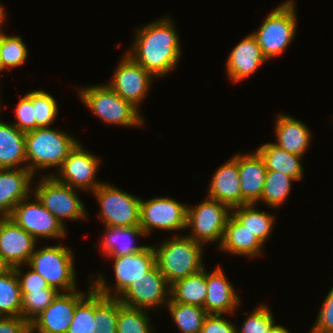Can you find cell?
Listing matches in <instances>:
<instances>
[{"instance_id":"obj_44","label":"cell","mask_w":333,"mask_h":333,"mask_svg":"<svg viewBox=\"0 0 333 333\" xmlns=\"http://www.w3.org/2000/svg\"><path fill=\"white\" fill-rule=\"evenodd\" d=\"M0 333H30V323L21 316H0Z\"/></svg>"},{"instance_id":"obj_5","label":"cell","mask_w":333,"mask_h":333,"mask_svg":"<svg viewBox=\"0 0 333 333\" xmlns=\"http://www.w3.org/2000/svg\"><path fill=\"white\" fill-rule=\"evenodd\" d=\"M286 0L265 18L257 32L252 33L268 61L284 53L296 36L297 16L295 1Z\"/></svg>"},{"instance_id":"obj_26","label":"cell","mask_w":333,"mask_h":333,"mask_svg":"<svg viewBox=\"0 0 333 333\" xmlns=\"http://www.w3.org/2000/svg\"><path fill=\"white\" fill-rule=\"evenodd\" d=\"M105 234L101 242V252L109 257L125 256L142 250L146 245H133L134 238L145 236L140 226L104 227Z\"/></svg>"},{"instance_id":"obj_7","label":"cell","mask_w":333,"mask_h":333,"mask_svg":"<svg viewBox=\"0 0 333 333\" xmlns=\"http://www.w3.org/2000/svg\"><path fill=\"white\" fill-rule=\"evenodd\" d=\"M100 206L98 217L105 227H132L140 225V201L119 188L102 182L93 192Z\"/></svg>"},{"instance_id":"obj_42","label":"cell","mask_w":333,"mask_h":333,"mask_svg":"<svg viewBox=\"0 0 333 333\" xmlns=\"http://www.w3.org/2000/svg\"><path fill=\"white\" fill-rule=\"evenodd\" d=\"M310 331L333 332V286L319 310L315 325Z\"/></svg>"},{"instance_id":"obj_46","label":"cell","mask_w":333,"mask_h":333,"mask_svg":"<svg viewBox=\"0 0 333 333\" xmlns=\"http://www.w3.org/2000/svg\"><path fill=\"white\" fill-rule=\"evenodd\" d=\"M1 3V2H0ZM6 18V13H5V10H4V8H3V6H2V3L0 4V29H3V22H5L4 21V19Z\"/></svg>"},{"instance_id":"obj_17","label":"cell","mask_w":333,"mask_h":333,"mask_svg":"<svg viewBox=\"0 0 333 333\" xmlns=\"http://www.w3.org/2000/svg\"><path fill=\"white\" fill-rule=\"evenodd\" d=\"M37 240L8 216L0 217V255L10 268L28 264Z\"/></svg>"},{"instance_id":"obj_12","label":"cell","mask_w":333,"mask_h":333,"mask_svg":"<svg viewBox=\"0 0 333 333\" xmlns=\"http://www.w3.org/2000/svg\"><path fill=\"white\" fill-rule=\"evenodd\" d=\"M187 206L170 197L140 201V227L145 236L153 229L178 231L186 229Z\"/></svg>"},{"instance_id":"obj_40","label":"cell","mask_w":333,"mask_h":333,"mask_svg":"<svg viewBox=\"0 0 333 333\" xmlns=\"http://www.w3.org/2000/svg\"><path fill=\"white\" fill-rule=\"evenodd\" d=\"M15 111L17 119L16 122L12 123L13 125L24 133L36 129L34 106L32 105V91L19 99Z\"/></svg>"},{"instance_id":"obj_32","label":"cell","mask_w":333,"mask_h":333,"mask_svg":"<svg viewBox=\"0 0 333 333\" xmlns=\"http://www.w3.org/2000/svg\"><path fill=\"white\" fill-rule=\"evenodd\" d=\"M293 181L296 180L282 172L267 170L260 201L265 203L269 208L284 204L292 189Z\"/></svg>"},{"instance_id":"obj_25","label":"cell","mask_w":333,"mask_h":333,"mask_svg":"<svg viewBox=\"0 0 333 333\" xmlns=\"http://www.w3.org/2000/svg\"><path fill=\"white\" fill-rule=\"evenodd\" d=\"M24 163L27 164L25 133L12 123L0 121V169L27 168Z\"/></svg>"},{"instance_id":"obj_6","label":"cell","mask_w":333,"mask_h":333,"mask_svg":"<svg viewBox=\"0 0 333 333\" xmlns=\"http://www.w3.org/2000/svg\"><path fill=\"white\" fill-rule=\"evenodd\" d=\"M71 248L64 245L36 249L27 264L58 292L76 289V271ZM61 290V291H59Z\"/></svg>"},{"instance_id":"obj_4","label":"cell","mask_w":333,"mask_h":333,"mask_svg":"<svg viewBox=\"0 0 333 333\" xmlns=\"http://www.w3.org/2000/svg\"><path fill=\"white\" fill-rule=\"evenodd\" d=\"M78 90L84 105L103 122L123 127L145 124L140 110L121 98L107 84L84 86Z\"/></svg>"},{"instance_id":"obj_23","label":"cell","mask_w":333,"mask_h":333,"mask_svg":"<svg viewBox=\"0 0 333 333\" xmlns=\"http://www.w3.org/2000/svg\"><path fill=\"white\" fill-rule=\"evenodd\" d=\"M264 244L241 224L232 214L228 217L223 239L218 249L230 254L254 257L261 256Z\"/></svg>"},{"instance_id":"obj_27","label":"cell","mask_w":333,"mask_h":333,"mask_svg":"<svg viewBox=\"0 0 333 333\" xmlns=\"http://www.w3.org/2000/svg\"><path fill=\"white\" fill-rule=\"evenodd\" d=\"M262 157L267 170H275L289 175L295 180L303 178L301 157L278 147L274 142L265 143L256 149Z\"/></svg>"},{"instance_id":"obj_1","label":"cell","mask_w":333,"mask_h":333,"mask_svg":"<svg viewBox=\"0 0 333 333\" xmlns=\"http://www.w3.org/2000/svg\"><path fill=\"white\" fill-rule=\"evenodd\" d=\"M135 33L127 54L155 78L173 71L182 55L173 21L163 17L136 29Z\"/></svg>"},{"instance_id":"obj_16","label":"cell","mask_w":333,"mask_h":333,"mask_svg":"<svg viewBox=\"0 0 333 333\" xmlns=\"http://www.w3.org/2000/svg\"><path fill=\"white\" fill-rule=\"evenodd\" d=\"M87 294L77 289L59 292L52 303L30 322V333H67L76 305Z\"/></svg>"},{"instance_id":"obj_28","label":"cell","mask_w":333,"mask_h":333,"mask_svg":"<svg viewBox=\"0 0 333 333\" xmlns=\"http://www.w3.org/2000/svg\"><path fill=\"white\" fill-rule=\"evenodd\" d=\"M206 269L175 281L170 288L174 302L204 307L207 296Z\"/></svg>"},{"instance_id":"obj_36","label":"cell","mask_w":333,"mask_h":333,"mask_svg":"<svg viewBox=\"0 0 333 333\" xmlns=\"http://www.w3.org/2000/svg\"><path fill=\"white\" fill-rule=\"evenodd\" d=\"M0 57L3 67L13 69L23 65L28 57V49L20 36L5 35L0 30Z\"/></svg>"},{"instance_id":"obj_22","label":"cell","mask_w":333,"mask_h":333,"mask_svg":"<svg viewBox=\"0 0 333 333\" xmlns=\"http://www.w3.org/2000/svg\"><path fill=\"white\" fill-rule=\"evenodd\" d=\"M238 172L242 194V205L258 204L262 196L267 169L257 151L238 154Z\"/></svg>"},{"instance_id":"obj_13","label":"cell","mask_w":333,"mask_h":333,"mask_svg":"<svg viewBox=\"0 0 333 333\" xmlns=\"http://www.w3.org/2000/svg\"><path fill=\"white\" fill-rule=\"evenodd\" d=\"M170 288L171 285L155 265L144 276L132 282L118 299L122 304L130 307L153 310L157 305V307L162 304L167 305L170 299Z\"/></svg>"},{"instance_id":"obj_34","label":"cell","mask_w":333,"mask_h":333,"mask_svg":"<svg viewBox=\"0 0 333 333\" xmlns=\"http://www.w3.org/2000/svg\"><path fill=\"white\" fill-rule=\"evenodd\" d=\"M89 289L88 294L76 305L67 333H95L97 330L98 326L94 321L95 289L93 285Z\"/></svg>"},{"instance_id":"obj_21","label":"cell","mask_w":333,"mask_h":333,"mask_svg":"<svg viewBox=\"0 0 333 333\" xmlns=\"http://www.w3.org/2000/svg\"><path fill=\"white\" fill-rule=\"evenodd\" d=\"M210 181L208 198L217 200L227 205L230 209L242 205L238 154L218 167Z\"/></svg>"},{"instance_id":"obj_41","label":"cell","mask_w":333,"mask_h":333,"mask_svg":"<svg viewBox=\"0 0 333 333\" xmlns=\"http://www.w3.org/2000/svg\"><path fill=\"white\" fill-rule=\"evenodd\" d=\"M22 266L13 267L19 280L21 292L44 291L49 288L45 279L34 270L31 269L26 274H23Z\"/></svg>"},{"instance_id":"obj_9","label":"cell","mask_w":333,"mask_h":333,"mask_svg":"<svg viewBox=\"0 0 333 333\" xmlns=\"http://www.w3.org/2000/svg\"><path fill=\"white\" fill-rule=\"evenodd\" d=\"M33 192L43 206L56 217L63 226L64 220L87 219L84 203L77 196V190L57 181L53 176H42Z\"/></svg>"},{"instance_id":"obj_20","label":"cell","mask_w":333,"mask_h":333,"mask_svg":"<svg viewBox=\"0 0 333 333\" xmlns=\"http://www.w3.org/2000/svg\"><path fill=\"white\" fill-rule=\"evenodd\" d=\"M34 175L27 168L0 169V217L9 216L30 194Z\"/></svg>"},{"instance_id":"obj_38","label":"cell","mask_w":333,"mask_h":333,"mask_svg":"<svg viewBox=\"0 0 333 333\" xmlns=\"http://www.w3.org/2000/svg\"><path fill=\"white\" fill-rule=\"evenodd\" d=\"M36 128L49 127L58 117V105L55 98L43 90L32 91Z\"/></svg>"},{"instance_id":"obj_15","label":"cell","mask_w":333,"mask_h":333,"mask_svg":"<svg viewBox=\"0 0 333 333\" xmlns=\"http://www.w3.org/2000/svg\"><path fill=\"white\" fill-rule=\"evenodd\" d=\"M154 78L125 53L107 85L121 98L140 109L139 105L147 96Z\"/></svg>"},{"instance_id":"obj_19","label":"cell","mask_w":333,"mask_h":333,"mask_svg":"<svg viewBox=\"0 0 333 333\" xmlns=\"http://www.w3.org/2000/svg\"><path fill=\"white\" fill-rule=\"evenodd\" d=\"M223 269L218 266L211 273L206 269L207 296L204 309L208 314L226 315L234 313L241 304L239 294L234 286L227 280Z\"/></svg>"},{"instance_id":"obj_14","label":"cell","mask_w":333,"mask_h":333,"mask_svg":"<svg viewBox=\"0 0 333 333\" xmlns=\"http://www.w3.org/2000/svg\"><path fill=\"white\" fill-rule=\"evenodd\" d=\"M100 161L78 142L58 169L59 174L53 173L52 176L57 181L77 190L79 188V190L93 192L101 184L100 181L95 180Z\"/></svg>"},{"instance_id":"obj_39","label":"cell","mask_w":333,"mask_h":333,"mask_svg":"<svg viewBox=\"0 0 333 333\" xmlns=\"http://www.w3.org/2000/svg\"><path fill=\"white\" fill-rule=\"evenodd\" d=\"M270 308L264 304L257 306L243 321L236 333H268L275 324Z\"/></svg>"},{"instance_id":"obj_11","label":"cell","mask_w":333,"mask_h":333,"mask_svg":"<svg viewBox=\"0 0 333 333\" xmlns=\"http://www.w3.org/2000/svg\"><path fill=\"white\" fill-rule=\"evenodd\" d=\"M34 196V200L29 198ZM36 240L61 239L67 234L65 226L47 210L36 195L21 200L8 216Z\"/></svg>"},{"instance_id":"obj_49","label":"cell","mask_w":333,"mask_h":333,"mask_svg":"<svg viewBox=\"0 0 333 333\" xmlns=\"http://www.w3.org/2000/svg\"><path fill=\"white\" fill-rule=\"evenodd\" d=\"M309 333H333V332H319V331H310Z\"/></svg>"},{"instance_id":"obj_2","label":"cell","mask_w":333,"mask_h":333,"mask_svg":"<svg viewBox=\"0 0 333 333\" xmlns=\"http://www.w3.org/2000/svg\"><path fill=\"white\" fill-rule=\"evenodd\" d=\"M163 242L154 246L156 265L170 285L205 268L203 244L186 235H175Z\"/></svg>"},{"instance_id":"obj_47","label":"cell","mask_w":333,"mask_h":333,"mask_svg":"<svg viewBox=\"0 0 333 333\" xmlns=\"http://www.w3.org/2000/svg\"><path fill=\"white\" fill-rule=\"evenodd\" d=\"M8 269H10V267L7 265V263L3 260V258L0 255V274L4 273Z\"/></svg>"},{"instance_id":"obj_48","label":"cell","mask_w":333,"mask_h":333,"mask_svg":"<svg viewBox=\"0 0 333 333\" xmlns=\"http://www.w3.org/2000/svg\"><path fill=\"white\" fill-rule=\"evenodd\" d=\"M3 70L5 71V68H4L3 65H2L1 57H0V72H3Z\"/></svg>"},{"instance_id":"obj_29","label":"cell","mask_w":333,"mask_h":333,"mask_svg":"<svg viewBox=\"0 0 333 333\" xmlns=\"http://www.w3.org/2000/svg\"><path fill=\"white\" fill-rule=\"evenodd\" d=\"M257 204H244L231 209V214L265 244L273 230L275 216L256 208ZM234 212V213H233Z\"/></svg>"},{"instance_id":"obj_24","label":"cell","mask_w":333,"mask_h":333,"mask_svg":"<svg viewBox=\"0 0 333 333\" xmlns=\"http://www.w3.org/2000/svg\"><path fill=\"white\" fill-rule=\"evenodd\" d=\"M275 120V136L278 147L287 152L303 156L311 142L309 127L293 116L279 114Z\"/></svg>"},{"instance_id":"obj_35","label":"cell","mask_w":333,"mask_h":333,"mask_svg":"<svg viewBox=\"0 0 333 333\" xmlns=\"http://www.w3.org/2000/svg\"><path fill=\"white\" fill-rule=\"evenodd\" d=\"M95 333H117L118 298L106 297L95 290Z\"/></svg>"},{"instance_id":"obj_30","label":"cell","mask_w":333,"mask_h":333,"mask_svg":"<svg viewBox=\"0 0 333 333\" xmlns=\"http://www.w3.org/2000/svg\"><path fill=\"white\" fill-rule=\"evenodd\" d=\"M0 316L22 317V294L14 268L0 274Z\"/></svg>"},{"instance_id":"obj_33","label":"cell","mask_w":333,"mask_h":333,"mask_svg":"<svg viewBox=\"0 0 333 333\" xmlns=\"http://www.w3.org/2000/svg\"><path fill=\"white\" fill-rule=\"evenodd\" d=\"M147 310L122 304L118 299L117 333H151Z\"/></svg>"},{"instance_id":"obj_3","label":"cell","mask_w":333,"mask_h":333,"mask_svg":"<svg viewBox=\"0 0 333 333\" xmlns=\"http://www.w3.org/2000/svg\"><path fill=\"white\" fill-rule=\"evenodd\" d=\"M78 142L66 131H58L51 127H39L26 132L27 169L33 175L42 169H59Z\"/></svg>"},{"instance_id":"obj_10","label":"cell","mask_w":333,"mask_h":333,"mask_svg":"<svg viewBox=\"0 0 333 333\" xmlns=\"http://www.w3.org/2000/svg\"><path fill=\"white\" fill-rule=\"evenodd\" d=\"M230 214L227 205L208 197L194 207L187 206L186 229H191L187 236L201 244L218 241L220 245Z\"/></svg>"},{"instance_id":"obj_31","label":"cell","mask_w":333,"mask_h":333,"mask_svg":"<svg viewBox=\"0 0 333 333\" xmlns=\"http://www.w3.org/2000/svg\"><path fill=\"white\" fill-rule=\"evenodd\" d=\"M165 307L182 333H200L208 315L202 307L174 302L171 298Z\"/></svg>"},{"instance_id":"obj_43","label":"cell","mask_w":333,"mask_h":333,"mask_svg":"<svg viewBox=\"0 0 333 333\" xmlns=\"http://www.w3.org/2000/svg\"><path fill=\"white\" fill-rule=\"evenodd\" d=\"M235 324L222 317V314H208L200 333H236Z\"/></svg>"},{"instance_id":"obj_37","label":"cell","mask_w":333,"mask_h":333,"mask_svg":"<svg viewBox=\"0 0 333 333\" xmlns=\"http://www.w3.org/2000/svg\"><path fill=\"white\" fill-rule=\"evenodd\" d=\"M58 293L59 292L52 287L44 291L21 292L22 317L30 323L52 303Z\"/></svg>"},{"instance_id":"obj_18","label":"cell","mask_w":333,"mask_h":333,"mask_svg":"<svg viewBox=\"0 0 333 333\" xmlns=\"http://www.w3.org/2000/svg\"><path fill=\"white\" fill-rule=\"evenodd\" d=\"M267 60L264 58L256 37L251 33L231 51L226 61L227 77L240 82L252 76Z\"/></svg>"},{"instance_id":"obj_8","label":"cell","mask_w":333,"mask_h":333,"mask_svg":"<svg viewBox=\"0 0 333 333\" xmlns=\"http://www.w3.org/2000/svg\"><path fill=\"white\" fill-rule=\"evenodd\" d=\"M111 258L114 260L113 269L116 279L114 288L108 286L106 278L104 279L101 273L91 284L98 293L112 298H118L132 282L144 276L156 265L154 247L150 245H146L136 253ZM112 289L113 291H111Z\"/></svg>"},{"instance_id":"obj_45","label":"cell","mask_w":333,"mask_h":333,"mask_svg":"<svg viewBox=\"0 0 333 333\" xmlns=\"http://www.w3.org/2000/svg\"><path fill=\"white\" fill-rule=\"evenodd\" d=\"M268 333H290L286 327H283L281 325L274 324Z\"/></svg>"}]
</instances>
